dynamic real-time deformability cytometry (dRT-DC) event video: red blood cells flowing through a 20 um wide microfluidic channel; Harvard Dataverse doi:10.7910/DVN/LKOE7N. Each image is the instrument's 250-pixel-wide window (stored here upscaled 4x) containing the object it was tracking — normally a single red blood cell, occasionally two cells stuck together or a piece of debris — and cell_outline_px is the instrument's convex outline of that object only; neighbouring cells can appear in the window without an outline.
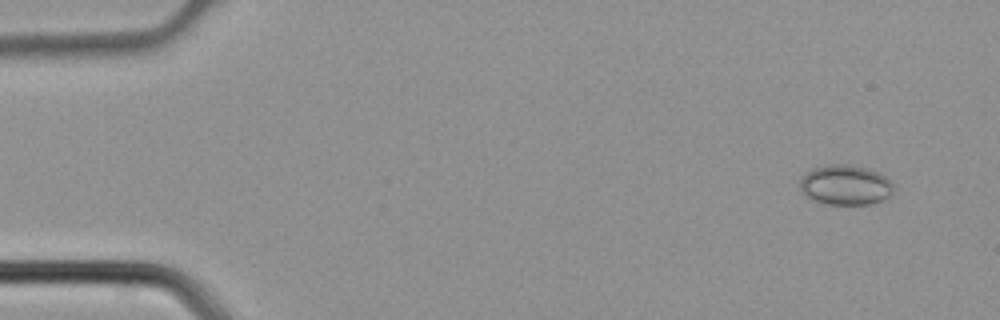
{"species": "common noctule bat (a hibernating species)", "species_latin": "Nyctalus noctula", "temperature_condition": "cold", "stored_images_in_passage": 4, "camera_frame_rate_fps": 3000, "um_per_image_px": 0.085, "animal": {"sex": "male", "body_mass_g": 21.5, "forearm_length_mm": 52.0}, "frame": {"image": 1, "passage_image": 1, "time_ms": 0.0, "image_size_px": [1000, 320], "cell_outline_px": [[892, 192], [888, 196], [872, 204], [828, 204], [812, 200], [800, 192], [800, 176], [812, 168], [828, 164], [848, 164], [868, 168], [884, 176], [892, 184]], "centroid_in_image_um": [71.78, 15.71], "position_along_channel_um": 13.2, "area_um2": 21.85}}